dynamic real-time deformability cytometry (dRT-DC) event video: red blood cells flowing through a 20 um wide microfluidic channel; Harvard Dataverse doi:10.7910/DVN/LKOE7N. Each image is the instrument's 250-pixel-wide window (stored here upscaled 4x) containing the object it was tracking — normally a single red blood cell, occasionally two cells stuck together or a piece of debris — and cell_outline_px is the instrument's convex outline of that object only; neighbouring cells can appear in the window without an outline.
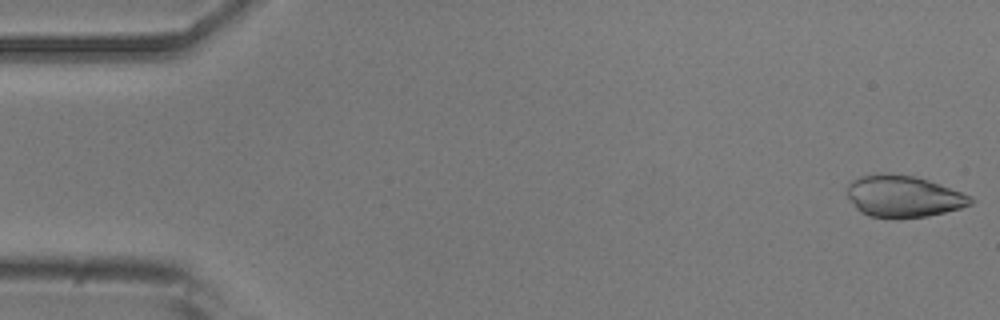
{"species": "common noctule bat (a hibernating species)", "species_latin": "Nyctalus noctula", "temperature_condition": "room temperature", "stored_images_in_passage": 5, "camera_frame_rate_fps": 3000, "um_per_image_px": 0.085, "animal": {"sex": "male", "body_mass_g": 20.5, "forearm_length_mm": 52.5}, "frame": {"image": 1, "passage_image": 1, "time_ms": 0.0, "image_size_px": [1000, 320], "cell_outline_px": [[976, 200], [972, 204], [960, 208], [928, 216], [896, 220], [868, 216], [860, 212], [856, 208], [848, 196], [848, 184], [852, 180], [860, 176], [888, 172], [912, 176], [928, 180], [972, 196]], "centroid_in_image_um": [76.78, 16.71], "position_along_channel_um": 8.2, "area_um2": 30.35}}